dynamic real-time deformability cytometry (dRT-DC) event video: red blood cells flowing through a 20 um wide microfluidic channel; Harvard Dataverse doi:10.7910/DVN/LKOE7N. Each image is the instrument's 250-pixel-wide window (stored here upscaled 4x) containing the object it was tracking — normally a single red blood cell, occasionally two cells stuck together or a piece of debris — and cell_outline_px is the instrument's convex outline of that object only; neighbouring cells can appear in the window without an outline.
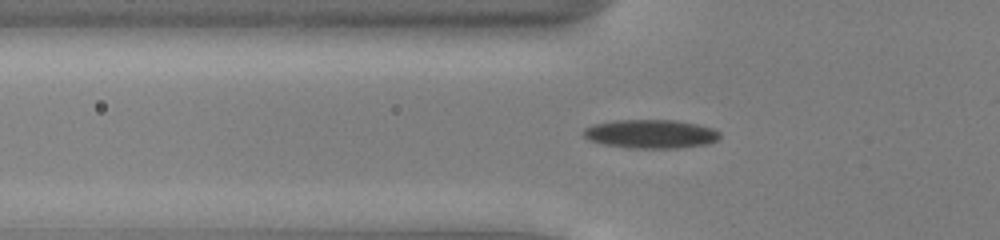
{"species": "common noctule bat (a hibernating species)", "species_latin": "Nyctalus noctula", "temperature_condition": "cold", "stored_images_in_passage": 42, "camera_frame_rate_fps": 3000, "um_per_image_px": 0.085, "animal": {"sex": "male", "body_mass_g": 13.0, "forearm_length_mm": 53.1}, "frame": {"image": 1, "passage_image": 14, "time_ms": 4.333, "image_size_px": [1000, 240], "cell_outline_px": [[720, 136], [716, 140], [704, 144], [676, 148], [628, 148], [604, 144], [588, 140], [584, 136], [584, 128], [592, 124], [612, 120], [676, 120], [696, 124], [712, 128], [720, 132]], "centroid_in_image_um": [55.27, 11.37], "position_along_channel_um": 70.5, "area_um2": 22.77}}
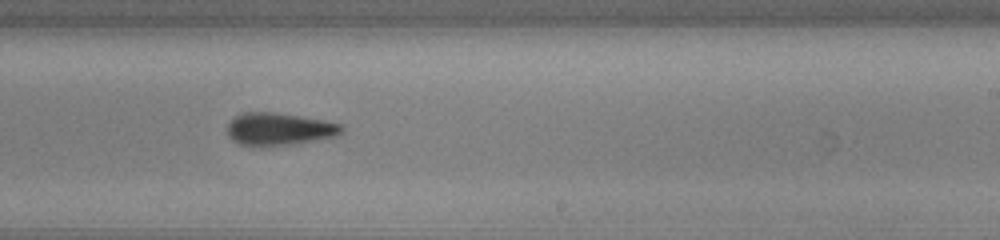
{"frame": {"image": 2, "passage_image": 29, "time_ms": 9.333, "image_size_px": [1000, 240], "cell_outline_px": [[344, 132], [336, 136], [296, 144], [236, 144], [228, 136], [228, 124], [236, 116], [244, 112], [272, 112], [324, 120], [344, 124]], "centroid_in_image_um": [23.79, 10.95], "position_along_channel_um": 265.2, "area_um2": 21.33}}
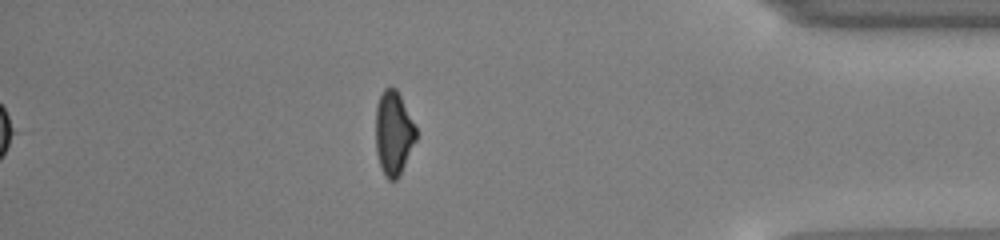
{"frame": {"image": 3, "passage_image": 42, "time_ms": 13.667, "image_size_px": [1000, 240], "cell_outline_px": [[416, 140], [400, 176], [396, 180], [388, 180], [384, 176], [376, 152], [376, 108], [380, 96], [384, 88], [396, 88], [416, 128]], "centroid_in_image_um": [33.45, 11.36], "position_along_channel_um": 401.8, "area_um2": 19.59}, "authors_computed_cell_mechanics": {"area_um2": 21.4149, "velocity_mm_per_s": 3.9126, "shape_relaxation_time_tau1_ms": 4.8845, "shape_relaxation_time_tau2_ms": 2.9684, "deformation_change_tau1": 0.1337, "deformation_change_tau2": 0.1014}}